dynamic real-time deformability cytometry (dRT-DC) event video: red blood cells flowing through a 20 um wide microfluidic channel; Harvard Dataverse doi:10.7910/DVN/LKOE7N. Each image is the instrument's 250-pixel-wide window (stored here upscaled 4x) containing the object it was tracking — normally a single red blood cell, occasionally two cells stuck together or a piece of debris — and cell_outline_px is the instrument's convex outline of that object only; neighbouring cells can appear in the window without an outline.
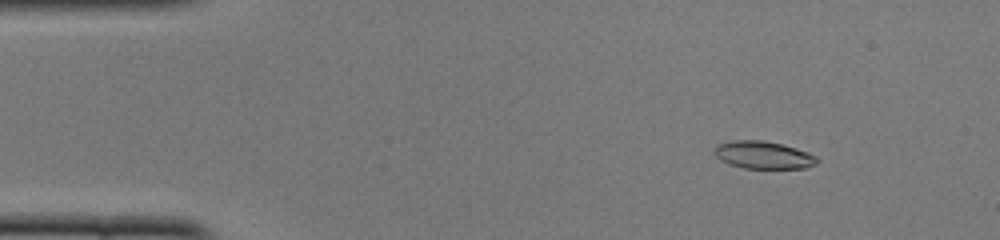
{"species": "common noctule bat (a hibernating species)", "species_latin": "Nyctalus noctula", "temperature_condition": "cold", "stored_images_in_passage": 50, "camera_frame_rate_fps": 3000, "um_per_image_px": 0.085, "animal": {"sex": "female", "body_mass_g": 22.0, "forearm_length_mm": 56.7}, "frame": {"image": 1, "passage_image": 6, "time_ms": 1.667, "image_size_px": [1000, 240], "cell_outline_px": [[820, 160], [816, 164], [804, 168], [744, 168], [728, 164], [720, 160], [712, 152], [712, 148], [716, 144], [732, 140], [764, 140], [784, 144], [808, 152], [816, 156]], "centroid_in_image_um": [64.84, 13.16], "position_along_channel_um": 20.2, "area_um2": 16.82}}
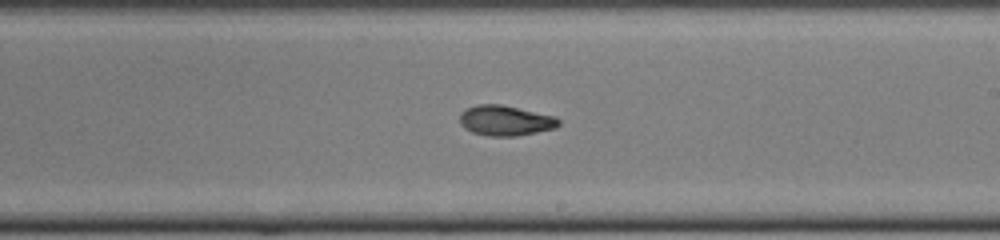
{"frame": {"image": 2, "passage_image": 29, "time_ms": 9.333, "image_size_px": [1000, 240], "cell_outline_px": [[560, 124], [556, 128], [516, 136], [488, 136], [472, 132], [464, 128], [460, 124], [460, 112], [464, 108], [476, 104], [500, 104], [556, 116], [560, 120]], "centroid_in_image_um": [42.94, 10.24], "position_along_channel_um": 246.1, "area_um2": 17.63}}
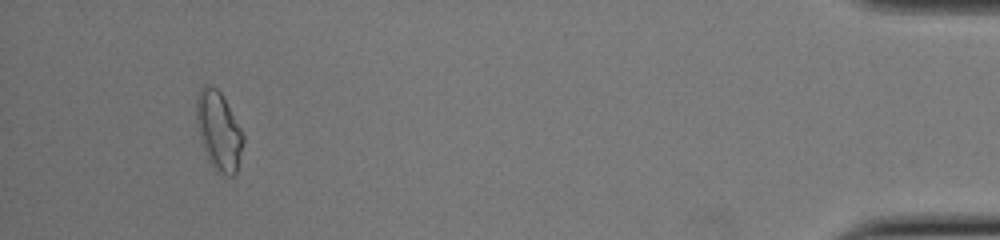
{"frame": {"image": 3, "passage_image": 47, "time_ms": 15.333, "image_size_px": [1000, 240], "cell_outline_px": [[244, 140], [236, 172], [232, 176], [228, 176], [216, 172], [212, 168], [208, 160], [200, 140], [196, 124], [196, 96], [200, 88], [204, 84], [208, 84], [216, 88], [220, 92], [240, 128], [244, 136]], "centroid_in_image_um": [18.55, 11.14], "position_along_channel_um": 416.6, "area_um2": 21.5}, "authors_computed_cell_mechanics": {"area_um2": 17.2533, "velocity_mm_per_s": 4.0001, "shape_relaxation_time_tau1_ms": 5.2063, "shape_relaxation_time_tau2_ms": 5.8312, "deformation_change_tau1": 0.1846, "deformation_change_tau2": 0.1017}}